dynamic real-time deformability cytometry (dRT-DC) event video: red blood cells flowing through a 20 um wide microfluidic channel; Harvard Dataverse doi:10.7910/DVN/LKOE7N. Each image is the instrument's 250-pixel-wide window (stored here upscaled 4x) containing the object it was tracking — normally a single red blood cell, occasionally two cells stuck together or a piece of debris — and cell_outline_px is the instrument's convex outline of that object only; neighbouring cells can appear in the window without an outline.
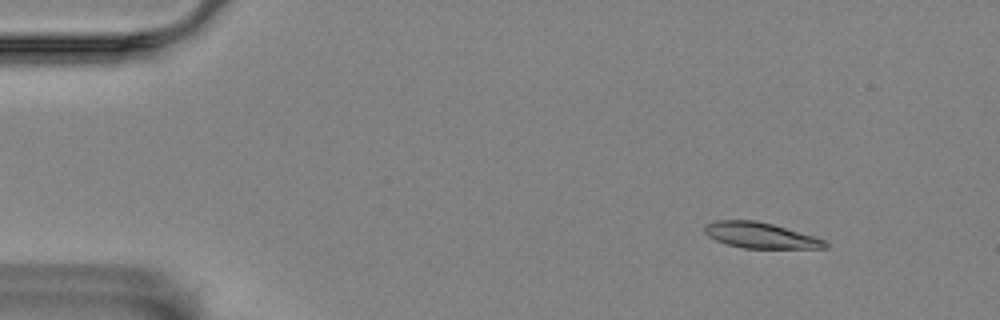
{"species": "Egyptian fruit bat (a non-hibernating species)", "species_latin": "Rousettus aegyptiacus", "temperature_condition": "room temperature", "stored_images_in_passage": 56, "camera_frame_rate_fps": 3000, "um_per_image_px": 0.085, "animal": {"sex": "female"}, "frame": {"image": 1, "passage_image": 6, "time_ms": 1.667, "image_size_px": [1000, 320], "cell_outline_px": [[828, 248], [744, 248], [728, 244], [716, 240], [708, 236], [704, 232], [704, 224], [716, 220], [756, 220], [772, 224], [812, 236], [824, 240], [828, 244]], "centroid_in_image_um": [64.59, 20.0], "position_along_channel_um": 20.4, "area_um2": 17.86}}
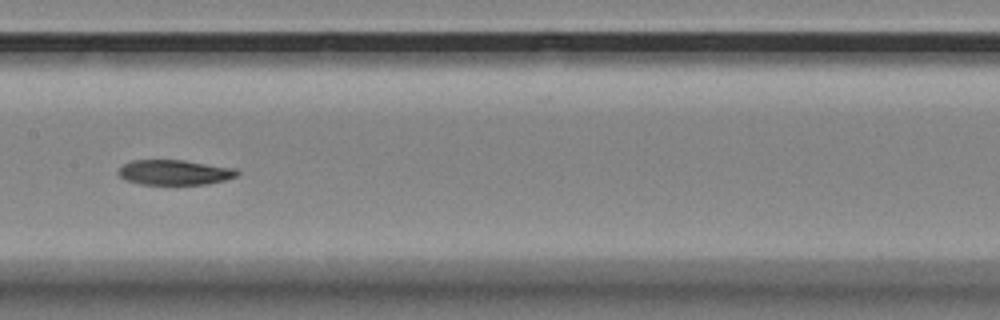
{"frame": {"image": 2, "passage_image": 28, "time_ms": 9.0, "image_size_px": [1000, 320], "cell_outline_px": [[240, 172], [236, 176], [228, 180], [208, 184], [140, 184], [124, 180], [116, 172], [124, 164], [132, 160], [184, 160], [236, 168]], "centroid_in_image_um": [14.86, 14.65], "position_along_channel_um": 192.5, "area_um2": 17.51}}
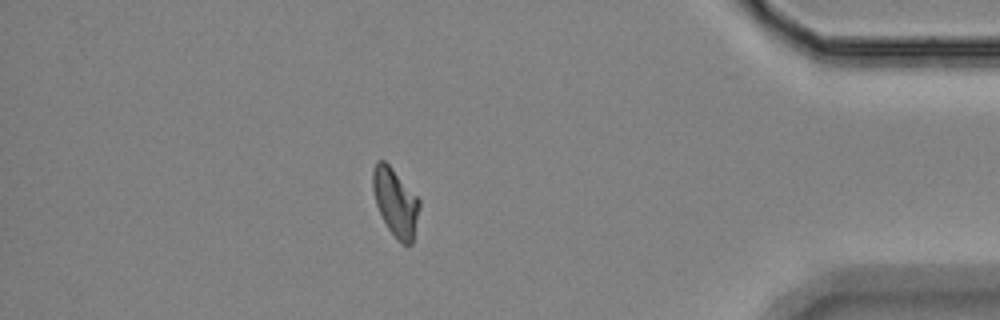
{"frame": {"image": 3, "passage_image": 49, "time_ms": 16.0, "image_size_px": [1000, 320], "cell_outline_px": [[420, 208], [412, 244], [404, 244], [388, 228], [376, 204], [372, 188], [372, 168], [376, 160], [384, 160], [392, 168], [420, 200]], "centroid_in_image_um": [33.6, 17.15], "position_along_channel_um": 401.6, "area_um2": 18.15}}